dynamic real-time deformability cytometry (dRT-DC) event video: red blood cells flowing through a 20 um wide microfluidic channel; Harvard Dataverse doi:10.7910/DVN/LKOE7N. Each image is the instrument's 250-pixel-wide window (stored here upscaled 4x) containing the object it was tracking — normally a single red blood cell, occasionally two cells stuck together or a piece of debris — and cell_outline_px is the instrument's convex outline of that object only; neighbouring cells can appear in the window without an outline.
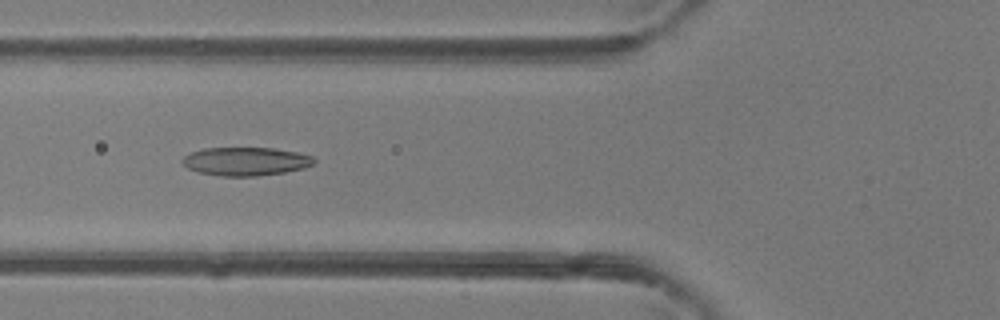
{"species": "common noctule bat (a hibernating species)", "species_latin": "Nyctalus noctula", "temperature_condition": "room temperature", "stored_images_in_passage": 45, "camera_frame_rate_fps": 3000, "um_per_image_px": 0.085, "animal": {"sex": "female"}, "frame": {"image": 1, "passage_image": 17, "time_ms": 5.333, "image_size_px": [1000, 320], "cell_outline_px": [[316, 160], [312, 164], [304, 168], [284, 172], [256, 176], [220, 176], [200, 172], [188, 168], [180, 160], [184, 156], [192, 152], [204, 148], [272, 148], [296, 152], [312, 156]], "centroid_in_image_um": [20.88, 13.71], "position_along_channel_um": 104.9, "area_um2": 21.62}}
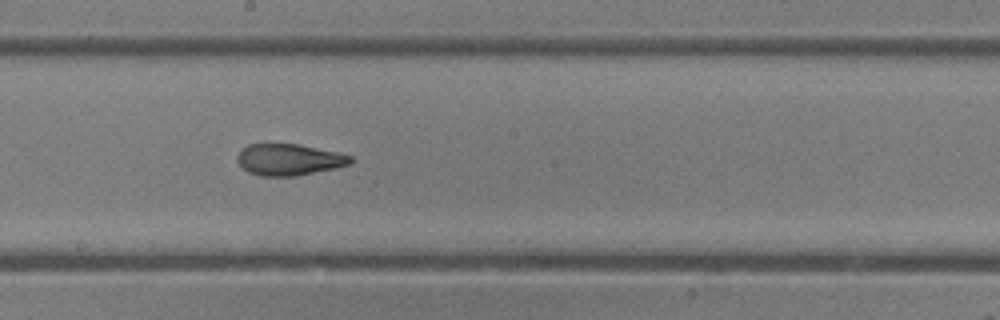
{"frame": {"image": 2, "passage_image": 25, "time_ms": 8.0, "image_size_px": [1000, 320], "cell_outline_px": [[352, 164], [336, 168], [296, 176], [260, 176], [248, 172], [236, 160], [236, 156], [240, 148], [248, 144], [300, 144], [340, 152], [352, 156]], "centroid_in_image_um": [24.58, 13.56], "position_along_channel_um": 223.6, "area_um2": 21.1}}
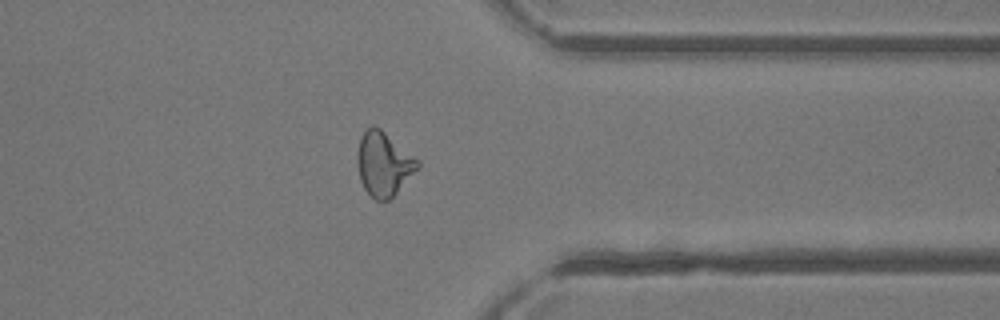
{"frame": {"image": 3, "passage_image": 36, "time_ms": 11.667, "image_size_px": [1000, 320], "cell_outline_px": [[420, 168], [388, 200], [376, 200], [364, 188], [360, 180], [356, 164], [356, 156], [360, 136], [364, 128], [372, 124], [380, 128], [420, 160]], "centroid_in_image_um": [32.6, 13.88], "position_along_channel_um": 378.8, "area_um2": 22.77}, "authors_computed_cell_mechanics": {"area_um2": 22.3686, "velocity_mm_per_s": 4.4319, "shape_relaxation_time_tau1_ms": 5.6343, "shape_relaxation_time_tau2_ms": 2.2234, "deformation_change_tau1": 0.1798, "deformation_change_tau2": 0.103}}